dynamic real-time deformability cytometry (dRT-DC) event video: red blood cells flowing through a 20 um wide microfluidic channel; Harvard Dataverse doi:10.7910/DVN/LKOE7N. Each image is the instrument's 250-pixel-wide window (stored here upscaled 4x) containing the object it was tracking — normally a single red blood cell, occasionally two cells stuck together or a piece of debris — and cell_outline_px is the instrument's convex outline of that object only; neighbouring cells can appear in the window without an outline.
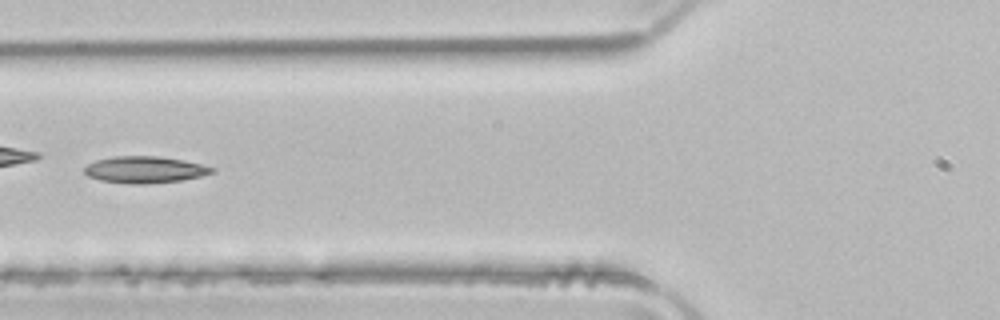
{"species": "common noctule bat (a hibernating species)", "species_latin": "Nyctalus noctula", "temperature_condition": "room temperature", "stored_images_in_passage": 43, "camera_frame_rate_fps": 3000, "um_per_image_px": 0.085, "animal": {"sex": "male", "body_mass_g": 21.5, "forearm_length_mm": 52.0}, "frame": {"image": 1, "passage_image": 19, "time_ms": 6.0, "image_size_px": [1000, 320], "cell_outline_px": [[216, 172], [200, 176], [180, 180], [148, 184], [128, 184], [100, 180], [88, 176], [84, 172], [84, 168], [88, 164], [96, 160], [116, 156], [156, 156], [184, 160], [216, 168]], "centroid_in_image_um": [12.31, 14.42], "position_along_channel_um": 113.5, "area_um2": 19.83}}
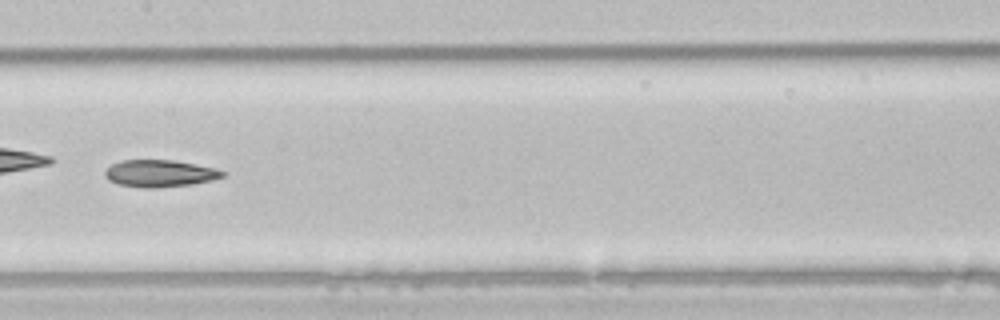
{"frame": {"image": 2, "passage_image": 25, "time_ms": 8.0, "image_size_px": [1000, 320], "cell_outline_px": [[224, 176], [212, 180], [192, 184], [156, 188], [144, 188], [120, 184], [108, 180], [104, 176], [104, 172], [112, 164], [120, 160], [172, 160], [216, 168], [224, 172]], "centroid_in_image_um": [13.56, 14.74], "position_along_channel_um": 193.8, "area_um2": 18.44}}
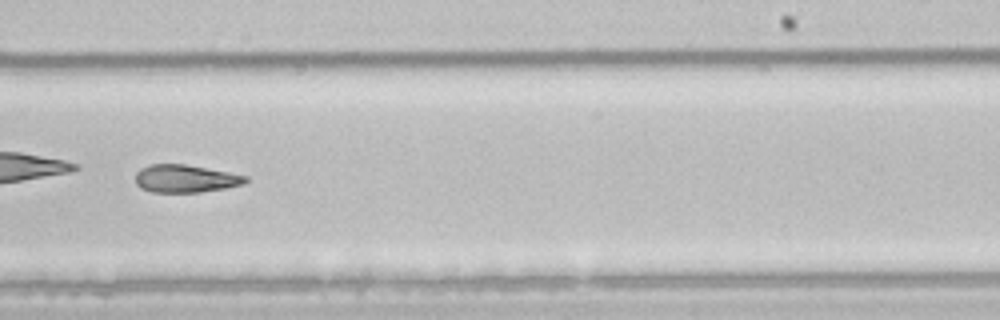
{"frame": {"image": 3, "passage_image": 31, "time_ms": 10.0, "image_size_px": [1000, 320], "cell_outline_px": [[248, 180], [244, 184], [224, 188], [200, 192], [152, 192], [140, 188], [136, 184], [136, 172], [140, 168], [148, 164], [184, 164], [228, 172], [248, 176]], "centroid_in_image_um": [15.73, 15.18], "position_along_channel_um": 273.3, "area_um2": 17.8}, "authors_computed_cell_mechanics": {"area_um2": 19.8254, "velocity_mm_per_s": 4.0009, "shape_relaxation_time_tau1_ms": 6.95, "shape_relaxation_time_tau2_ms": 9.084, "deformation_change_tau1": 0.1638, "deformation_change_tau2": 0.205}}